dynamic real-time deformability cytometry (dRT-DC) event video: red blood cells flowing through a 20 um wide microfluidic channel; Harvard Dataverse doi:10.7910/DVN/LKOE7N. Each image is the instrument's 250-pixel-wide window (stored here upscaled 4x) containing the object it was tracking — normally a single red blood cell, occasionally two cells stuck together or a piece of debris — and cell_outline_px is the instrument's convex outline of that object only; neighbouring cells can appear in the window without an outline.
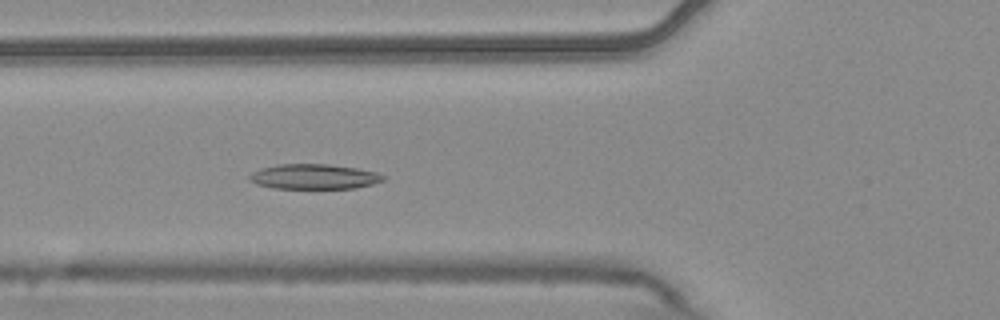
{"species": "common noctule bat (a hibernating species)", "species_latin": "Nyctalus noctula", "temperature_condition": "warm", "stored_images_in_passage": 2, "camera_frame_rate_fps": 3000, "um_per_image_px": 0.085, "animal": {"sex": "male", "body_mass_g": 20.4}, "frame": {"image": 1, "passage_image": 2, "time_ms": 0.333, "image_size_px": [1000, 320], "cell_outline_px": [[388, 176], [384, 180], [372, 184], [356, 188], [272, 188], [256, 184], [248, 180], [248, 176], [252, 172], [260, 168], [276, 164], [328, 164], [356, 168], [376, 172]], "centroid_in_image_um": [26.67, 15.01], "position_along_channel_um": 99.1, "area_um2": 19.65}}